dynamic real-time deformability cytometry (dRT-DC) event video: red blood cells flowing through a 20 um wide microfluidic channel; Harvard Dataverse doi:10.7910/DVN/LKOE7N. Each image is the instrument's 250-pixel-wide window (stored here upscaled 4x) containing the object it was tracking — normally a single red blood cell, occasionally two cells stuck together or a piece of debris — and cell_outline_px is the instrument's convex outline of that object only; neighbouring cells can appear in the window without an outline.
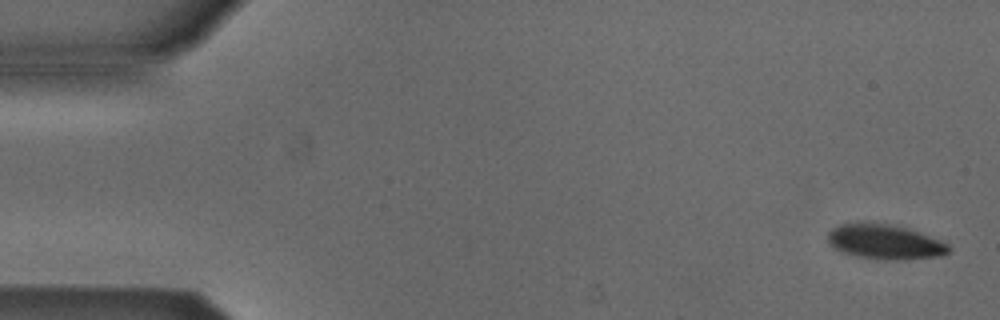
{"species": "Egyptian fruit bat (a non-hibernating species)", "species_latin": "Rousettus aegyptiacus", "temperature_condition": "cold", "stored_images_in_passage": 6, "camera_frame_rate_fps": 3000, "um_per_image_px": 0.085, "animal": {"sex": "male"}, "frame": {"image": 1, "passage_image": 1, "time_ms": 0.0, "image_size_px": [1000, 320], "cell_outline_px": [[952, 248], [948, 252], [940, 256], [904, 260], [880, 260], [856, 256], [840, 252], [828, 240], [828, 232], [832, 228], [840, 224], [888, 224], [908, 228], [940, 240], [948, 244]], "centroid_in_image_um": [75.25, 20.59], "position_along_channel_um": 9.8, "area_um2": 24.28}}
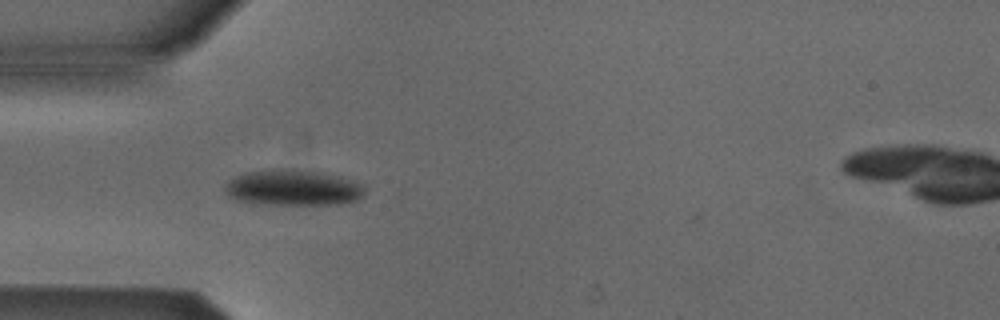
{"frame": {"image": 2, "passage_image": 5, "time_ms": 1.333, "image_size_px": [1000, 320], "cell_outline_px": [[364, 196], [356, 200], [336, 204], [264, 204], [236, 200], [228, 196], [224, 192], [224, 184], [228, 180], [244, 172], [272, 168], [284, 168], [324, 172], [340, 176], [364, 184]], "centroid_in_image_um": [24.88, 15.93], "position_along_channel_um": 60.1, "area_um2": 29.65}}
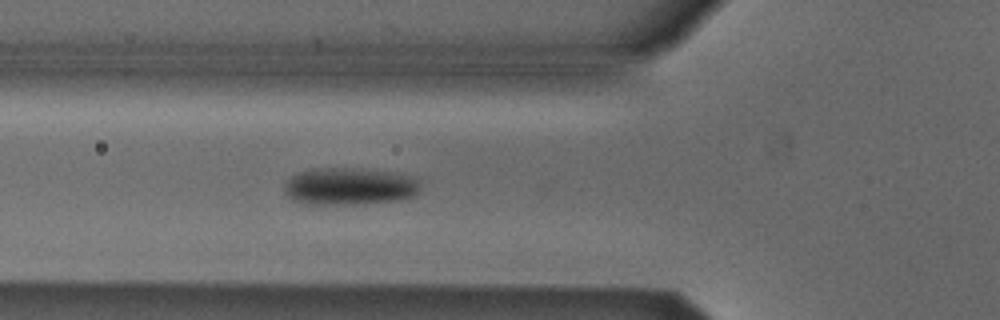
{"frame": {"image": 3, "passage_image": 6, "time_ms": 1.667, "image_size_px": [1000, 320], "cell_outline_px": [[420, 192], [416, 196], [400, 200], [352, 204], [308, 204], [292, 200], [284, 192], [284, 184], [292, 176], [300, 172], [312, 168], [364, 168], [400, 172], [416, 176], [420, 180]], "centroid_in_image_um": [29.8, 15.82], "position_along_channel_um": 96.0, "area_um2": 30.29}}